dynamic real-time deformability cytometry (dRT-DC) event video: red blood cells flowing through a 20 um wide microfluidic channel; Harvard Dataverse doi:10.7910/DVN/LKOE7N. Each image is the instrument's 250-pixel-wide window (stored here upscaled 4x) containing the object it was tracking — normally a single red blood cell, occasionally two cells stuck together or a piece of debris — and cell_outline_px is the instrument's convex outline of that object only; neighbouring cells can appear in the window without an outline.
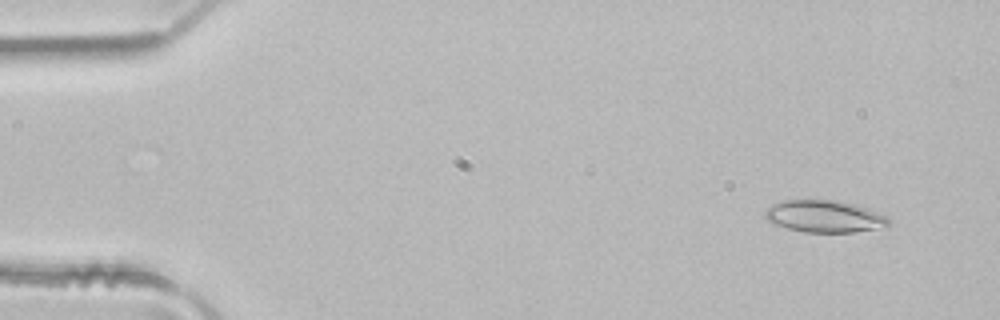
{"species": "common noctule bat (a hibernating species)", "species_latin": "Nyctalus noctula", "temperature_condition": "room temperature", "stored_images_in_passage": 4, "camera_frame_rate_fps": 3000, "um_per_image_px": 0.085, "animal": {"sex": "male", "body_mass_g": 21.5, "forearm_length_mm": 52.0}, "frame": {"image": 1, "passage_image": 1, "time_ms": 0.0, "image_size_px": [1000, 320], "cell_outline_px": [[892, 220], [888, 228], [852, 232], [804, 232], [772, 224], [764, 216], [764, 212], [772, 204], [784, 200], [836, 200], [868, 208], [888, 216]], "centroid_in_image_um": [70.14, 18.4], "position_along_channel_um": 14.9, "area_um2": 23.41}}